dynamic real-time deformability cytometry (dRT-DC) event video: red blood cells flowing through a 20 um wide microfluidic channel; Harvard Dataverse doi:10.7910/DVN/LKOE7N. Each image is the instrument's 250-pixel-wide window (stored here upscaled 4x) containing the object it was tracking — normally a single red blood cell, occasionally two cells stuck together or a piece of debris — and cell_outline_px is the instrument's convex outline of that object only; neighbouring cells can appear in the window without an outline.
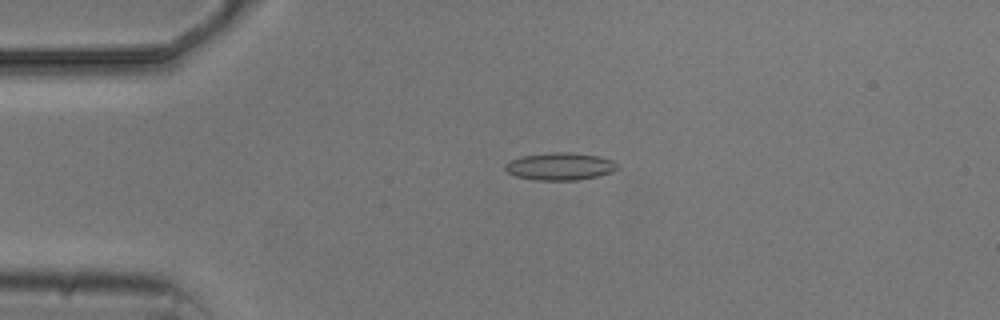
{"species": "common noctule bat (a hibernating species)", "species_latin": "Nyctalus noctula", "temperature_condition": "cold", "stored_images_in_passage": 3, "camera_frame_rate_fps": 3000, "um_per_image_px": 0.085, "animal": {"sex": "male", "body_mass_g": 20.5, "forearm_length_mm": 52.5}, "frame": {"image": 1, "passage_image": 2, "time_ms": 1.0, "image_size_px": [1000, 320], "cell_outline_px": [[620, 168], [612, 172], [600, 176], [576, 180], [536, 180], [516, 176], [508, 172], [504, 168], [504, 164], [520, 156], [556, 152], [568, 152], [596, 156], [612, 160]], "centroid_in_image_um": [47.61, 14.15], "position_along_channel_um": 37.4, "area_um2": 17.86}}